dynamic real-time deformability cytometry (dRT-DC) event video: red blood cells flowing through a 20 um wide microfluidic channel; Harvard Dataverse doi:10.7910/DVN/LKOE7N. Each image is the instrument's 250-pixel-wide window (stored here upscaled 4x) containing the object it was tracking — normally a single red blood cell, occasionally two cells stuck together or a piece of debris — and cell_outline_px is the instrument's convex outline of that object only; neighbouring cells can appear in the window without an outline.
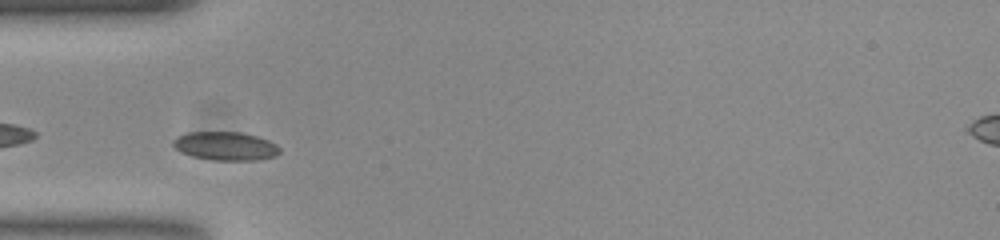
{"species": "common noctule bat (a hibernating species)", "species_latin": "Nyctalus noctula", "temperature_condition": "room temperature", "stored_images_in_passage": 42, "camera_frame_rate_fps": 3000, "um_per_image_px": 0.085, "animal": {"sex": "female", "body_mass_g": 23.0, "forearm_length_mm": 53.4}, "frame": {"image": 1, "passage_image": 7, "time_ms": 2.0, "image_size_px": [1000, 240], "cell_outline_px": [[280, 152], [276, 156], [256, 160], [212, 160], [192, 156], [180, 152], [172, 144], [172, 140], [176, 136], [188, 132], [240, 132], [256, 136], [268, 140], [276, 144], [280, 148]], "centroid_in_image_um": [19.15, 12.41], "position_along_channel_um": 65.9, "area_um2": 17.8}}
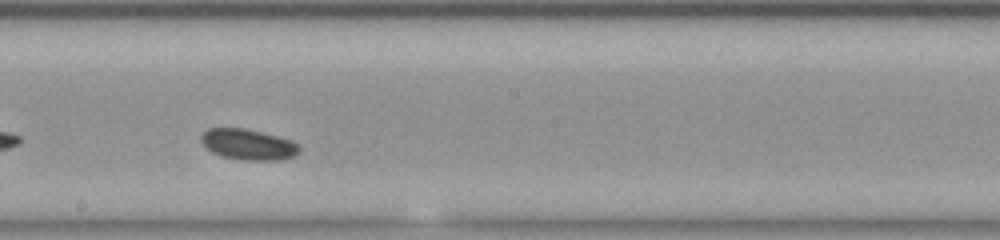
{"frame": {"image": 2, "passage_image": 20, "time_ms": 6.333, "image_size_px": [1000, 240], "cell_outline_px": [[300, 152], [296, 156], [284, 160], [240, 160], [220, 156], [212, 152], [200, 140], [200, 136], [208, 128], [244, 128], [292, 140], [300, 148]], "centroid_in_image_um": [21.11, 12.29], "position_along_channel_um": 227.1, "area_um2": 17.69}}
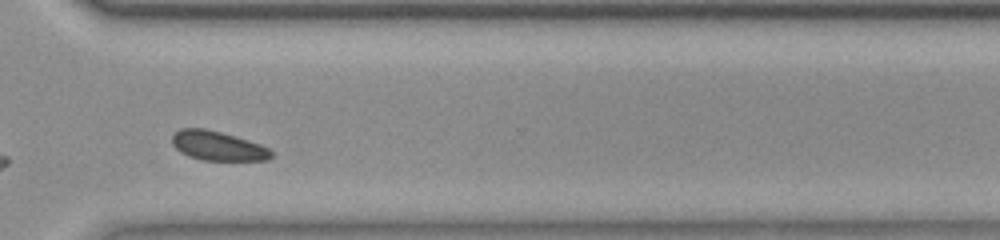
{"frame": {"image": 3, "passage_image": 30, "time_ms": 9.667, "image_size_px": [1000, 240], "cell_outline_px": [[272, 156], [268, 160], [200, 160], [188, 156], [180, 152], [172, 144], [172, 136], [180, 128], [204, 128], [220, 132], [248, 140], [260, 144], [268, 148], [272, 152]], "centroid_in_image_um": [18.49, 12.4], "position_along_channel_um": 352.1, "area_um2": 16.88}}